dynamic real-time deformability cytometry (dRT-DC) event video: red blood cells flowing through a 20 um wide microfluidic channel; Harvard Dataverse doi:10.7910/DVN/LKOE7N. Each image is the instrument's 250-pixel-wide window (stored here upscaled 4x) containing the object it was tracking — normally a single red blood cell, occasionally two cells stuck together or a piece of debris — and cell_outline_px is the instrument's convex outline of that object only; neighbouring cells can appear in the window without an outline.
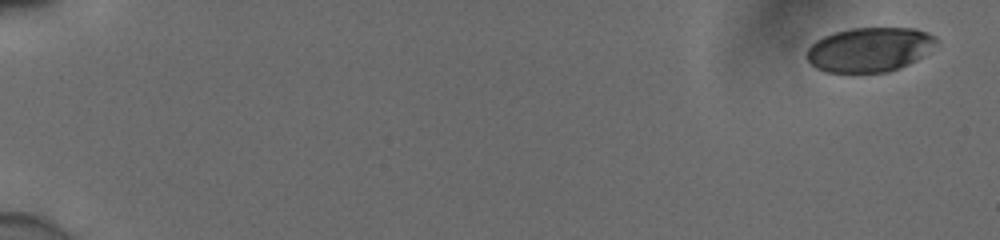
{"species": "human", "species_latin": "Homo sapiens", "temperature_condition": "cold", "stored_images_in_passage": 54, "camera_frame_rate_fps": 3000, "um_per_image_px": 0.085, "donor": {"sex": "male"}, "frame": {"image": 1, "passage_image": 1, "time_ms": 0.0, "image_size_px": [1000, 240], "cell_outline_px": [[936, 40], [916, 60], [900, 68], [888, 72], [824, 72], [816, 68], [808, 60], [808, 48], [816, 40], [832, 32], [852, 28], [916, 28], [928, 32], [936, 36]], "centroid_in_image_um": [73.86, 4.2], "position_along_channel_um": 11.1, "area_um2": 33.18}}
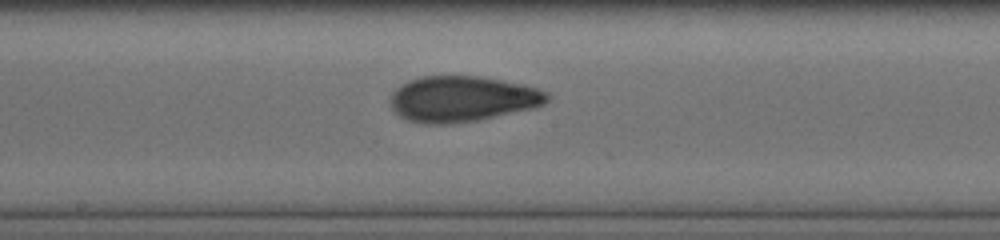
{"frame": {"image": 2, "passage_image": 31, "time_ms": 10.0, "image_size_px": [1000, 240], "cell_outline_px": [[548, 100], [544, 104], [532, 108], [476, 120], [452, 124], [420, 124], [408, 120], [400, 116], [392, 108], [388, 100], [392, 92], [396, 88], [408, 80], [424, 76], [476, 76], [524, 84], [548, 92]], "centroid_in_image_um": [39.24, 8.41], "position_along_channel_um": 209.0, "area_um2": 41.73}}
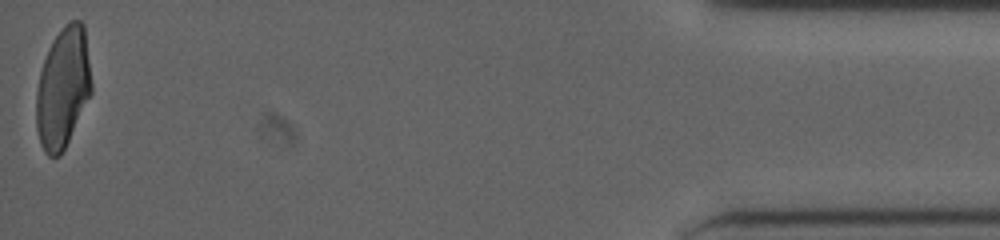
{"frame": {"image": 3, "passage_image": 54, "time_ms": 17.667, "image_size_px": [1000, 240], "cell_outline_px": [[92, 92], [60, 156], [48, 156], [44, 152], [40, 144], [36, 128], [36, 92], [40, 72], [48, 48], [52, 40], [64, 24], [72, 20], [80, 20], [84, 24], [92, 84]], "centroid_in_image_um": [5.34, 7.44], "position_along_channel_um": 429.9, "area_um2": 38.78}, "authors_computed_cell_mechanics": {"area_um2": 39.2462, "velocity_mm_per_s": 3.8998, "shape_relaxation_time_tau1_ms": 4.9114, "shape_relaxation_time_tau2_ms": 1.2511, "deformation_change_tau1": 0.16, "deformation_change_tau2": 0.0706}}